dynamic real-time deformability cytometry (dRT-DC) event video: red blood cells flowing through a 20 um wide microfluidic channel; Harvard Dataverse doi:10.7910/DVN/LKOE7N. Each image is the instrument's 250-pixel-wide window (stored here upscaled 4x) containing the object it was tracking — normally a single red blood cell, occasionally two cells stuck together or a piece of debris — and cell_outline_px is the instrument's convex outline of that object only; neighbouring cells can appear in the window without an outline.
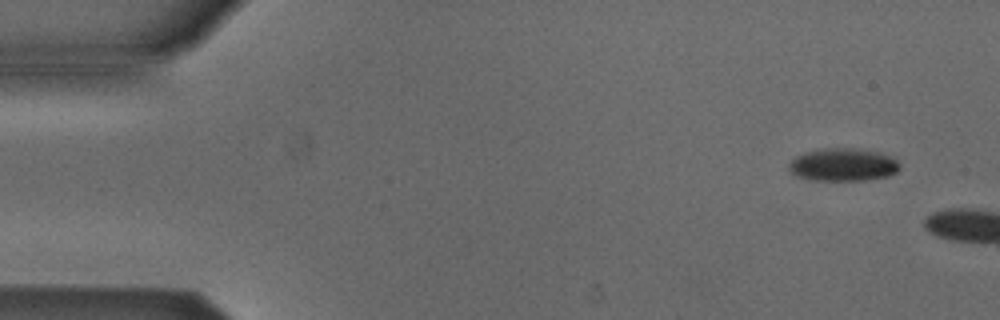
{"species": "Egyptian fruit bat (a non-hibernating species)", "species_latin": "Rousettus aegyptiacus", "temperature_condition": "cold", "stored_images_in_passage": 2, "camera_frame_rate_fps": 3000, "um_per_image_px": 0.085, "animal": {"sex": "male"}, "frame": {"image": 1, "passage_image": 1, "time_ms": 0.0, "image_size_px": [1000, 320], "cell_outline_px": [[900, 168], [896, 172], [888, 176], [864, 180], [812, 180], [800, 176], [792, 172], [788, 168], [788, 164], [796, 156], [804, 152], [824, 148], [852, 148], [880, 152], [892, 156], [900, 164]], "centroid_in_image_um": [71.69, 13.99], "position_along_channel_um": 13.3, "area_um2": 21.15}}